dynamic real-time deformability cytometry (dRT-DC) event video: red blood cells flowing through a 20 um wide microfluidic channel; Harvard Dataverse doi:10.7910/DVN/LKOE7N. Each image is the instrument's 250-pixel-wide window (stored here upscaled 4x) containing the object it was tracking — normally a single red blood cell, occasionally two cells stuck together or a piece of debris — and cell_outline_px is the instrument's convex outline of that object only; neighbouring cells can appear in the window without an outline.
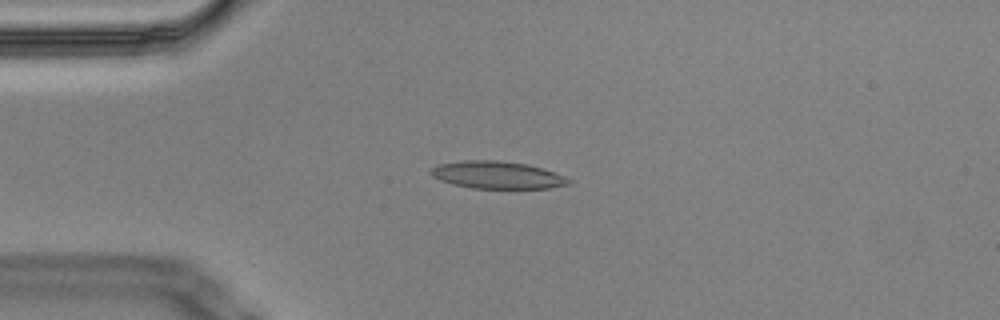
{"species": "Egyptian fruit bat (a non-hibernating species)", "species_latin": "Rousettus aegyptiacus", "temperature_condition": "cold", "stored_images_in_passage": 14, "camera_frame_rate_fps": 3000, "um_per_image_px": 0.085, "animal": {"sex": "male"}, "frame": {"image": 1, "passage_image": 3, "time_ms": 0.667, "image_size_px": [1000, 320], "cell_outline_px": [[572, 184], [548, 188], [472, 188], [452, 184], [440, 180], [432, 176], [428, 172], [432, 168], [440, 164], [464, 160], [496, 160], [528, 164], [544, 168], [564, 176], [572, 180]], "centroid_in_image_um": [42.29, 14.87], "position_along_channel_um": 42.7, "area_um2": 22.08}}
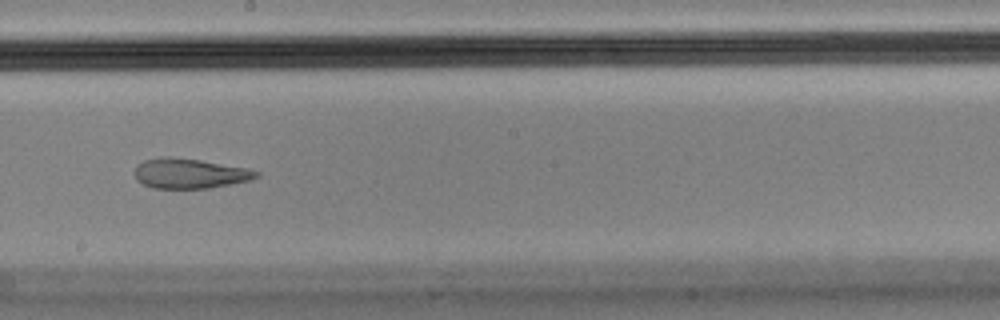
{"frame": {"image": 2, "passage_image": 8, "time_ms": 2.333, "image_size_px": [1000, 320], "cell_outline_px": [[260, 176], [248, 180], [208, 188], [152, 188], [136, 180], [136, 164], [144, 160], [164, 156], [168, 156], [200, 160], [248, 168], [260, 172]], "centroid_in_image_um": [16.11, 14.73], "position_along_channel_um": 232.1, "area_um2": 21.1}}
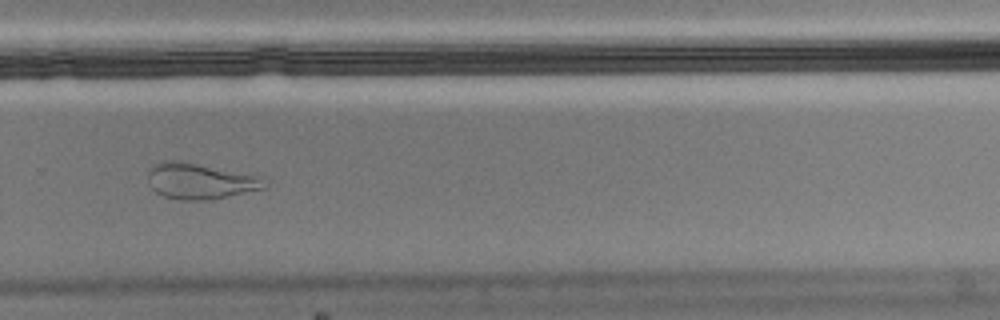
{"frame": {"image": 3, "passage_image": 10, "time_ms": 3.0, "image_size_px": [1000, 320], "cell_outline_px": [[268, 188], [208, 200], [180, 200], [164, 196], [156, 192], [148, 184], [148, 172], [160, 160], [180, 160], [264, 176], [268, 184]], "centroid_in_image_um": [17.07, 15.38], "position_along_channel_um": 312.7, "area_um2": 24.85}}